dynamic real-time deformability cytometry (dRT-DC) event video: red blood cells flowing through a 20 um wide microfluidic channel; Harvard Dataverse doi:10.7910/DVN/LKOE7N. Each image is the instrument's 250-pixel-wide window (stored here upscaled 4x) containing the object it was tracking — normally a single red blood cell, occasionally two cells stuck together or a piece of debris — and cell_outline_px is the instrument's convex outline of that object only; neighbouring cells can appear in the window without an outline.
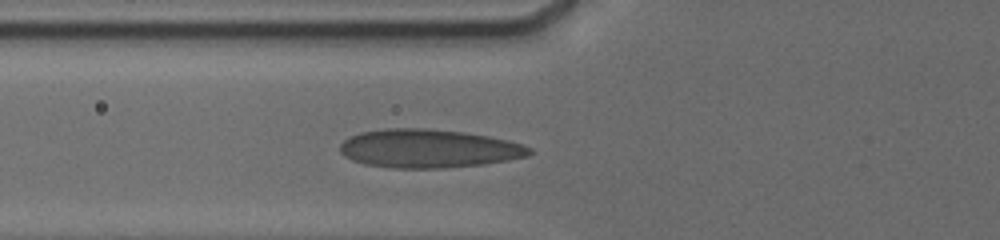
{"species": "human", "species_latin": "Homo sapiens", "temperature_condition": "cold", "stored_images_in_passage": 9, "camera_frame_rate_fps": 3000, "um_per_image_px": 0.085, "donor": {"sex": "male"}, "frame": {"image": 1, "passage_image": 4, "time_ms": 1.667, "image_size_px": [1000, 240], "cell_outline_px": [[532, 152], [528, 156], [508, 160], [484, 164], [444, 168], [392, 168], [364, 164], [352, 160], [344, 156], [340, 152], [340, 144], [348, 136], [360, 132], [388, 128], [424, 128], [464, 132], [488, 136], [508, 140], [532, 148]], "centroid_in_image_um": [36.4, 12.63], "position_along_channel_um": 89.4, "area_um2": 42.66}}
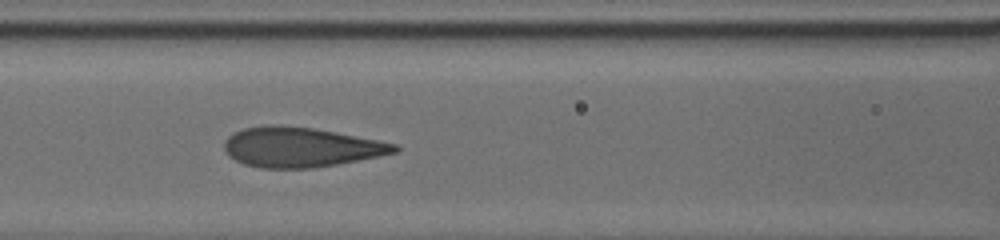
{"frame": {"image": 2, "passage_image": 6, "time_ms": 3.0, "image_size_px": [1000, 240], "cell_outline_px": [[400, 148], [396, 152], [336, 164], [312, 168], [260, 168], [244, 164], [228, 156], [224, 148], [224, 140], [228, 136], [244, 128], [264, 124], [280, 124], [312, 128], [336, 132], [396, 144]], "centroid_in_image_um": [25.49, 12.5], "position_along_channel_um": 141.1, "area_um2": 39.3}}
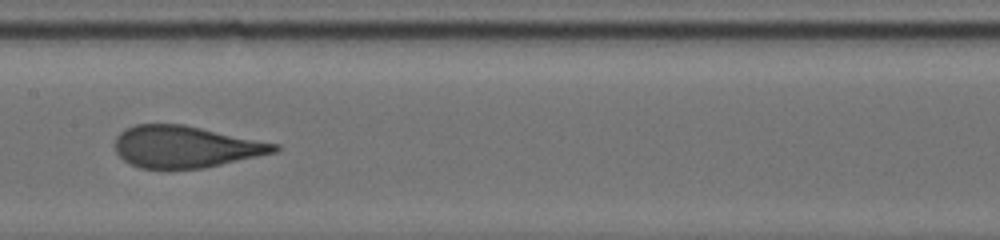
{"frame": {"image": 3, "passage_image": 8, "time_ms": 4.333, "image_size_px": [1000, 240], "cell_outline_px": [[280, 148], [276, 152], [204, 168], [140, 168], [128, 164], [116, 152], [116, 136], [124, 128], [136, 124], [184, 124], [280, 144]], "centroid_in_image_um": [15.77, 12.46], "position_along_channel_um": 191.6, "area_um2": 38.84}}